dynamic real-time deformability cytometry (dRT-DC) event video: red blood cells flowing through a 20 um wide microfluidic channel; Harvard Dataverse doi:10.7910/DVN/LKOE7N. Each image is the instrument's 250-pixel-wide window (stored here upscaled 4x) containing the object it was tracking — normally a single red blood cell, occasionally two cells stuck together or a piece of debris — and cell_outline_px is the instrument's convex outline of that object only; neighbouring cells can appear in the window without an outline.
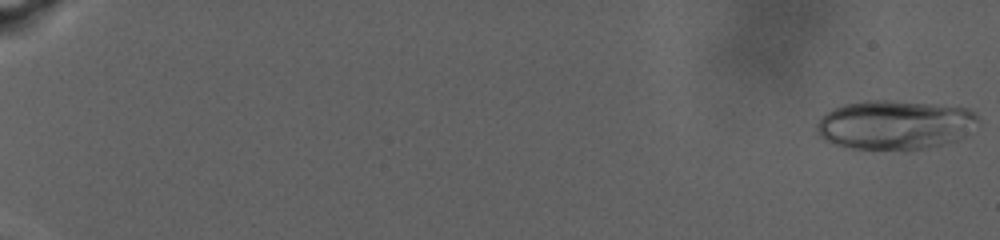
{"species": "human", "species_latin": "Homo sapiens", "temperature_condition": "warm", "stored_images_in_passage": 81, "camera_frame_rate_fps": 3000, "um_per_image_px": 0.085, "donor": {"sex": "male"}, "frame": {"image": 1, "passage_image": 1, "time_ms": 0.0, "image_size_px": [1000, 240], "cell_outline_px": [[980, 120], [964, 136], [956, 140], [940, 144], [904, 152], [844, 148], [832, 144], [824, 140], [816, 132], [816, 124], [820, 116], [832, 108], [844, 104], [864, 100], [888, 100], [968, 108], [976, 112]], "centroid_in_image_um": [75.99, 10.64], "position_along_channel_um": 9.0, "area_um2": 47.16}}
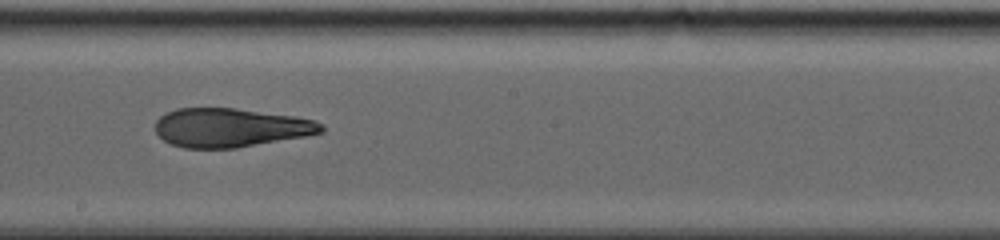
{"frame": {"image": 2, "passage_image": 51, "time_ms": 16.667, "image_size_px": [1000, 240], "cell_outline_px": [[324, 132], [304, 136], [236, 148], [184, 148], [172, 144], [164, 140], [156, 132], [156, 120], [160, 116], [176, 108], [236, 108], [296, 116], [316, 120], [324, 128]], "centroid_in_image_um": [19.59, 10.84], "position_along_channel_um": 228.6, "area_um2": 37.51}}
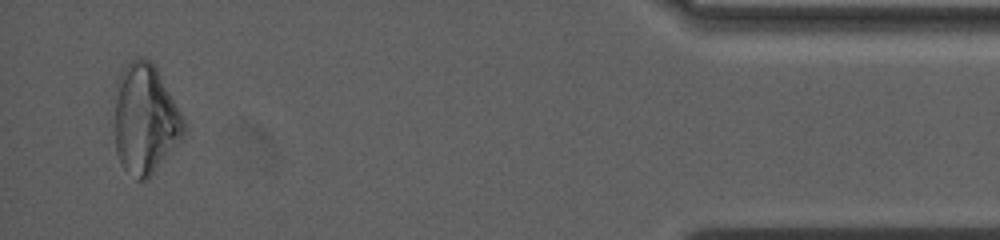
{"frame": {"image": 3, "passage_image": 79, "time_ms": 26.0, "image_size_px": [1000, 240], "cell_outline_px": [[184, 136], [148, 180], [136, 180], [120, 164], [116, 152], [112, 128], [112, 124], [116, 84], [120, 72], [136, 56], [148, 60], [156, 68], [180, 112], [184, 120]], "centroid_in_image_um": [12.27, 10.17], "position_along_channel_um": 422.9, "area_um2": 44.85}, "authors_computed_cell_mechanics": {"area_um2": 40.8068, "velocity_mm_per_s": 2.7031, "shape_relaxation_time_tau1_ms": null, "shape_relaxation_time_tau2_ms": 3.0423, "deformation_change_tau1": null, "deformation_change_tau2": 0.0825}}